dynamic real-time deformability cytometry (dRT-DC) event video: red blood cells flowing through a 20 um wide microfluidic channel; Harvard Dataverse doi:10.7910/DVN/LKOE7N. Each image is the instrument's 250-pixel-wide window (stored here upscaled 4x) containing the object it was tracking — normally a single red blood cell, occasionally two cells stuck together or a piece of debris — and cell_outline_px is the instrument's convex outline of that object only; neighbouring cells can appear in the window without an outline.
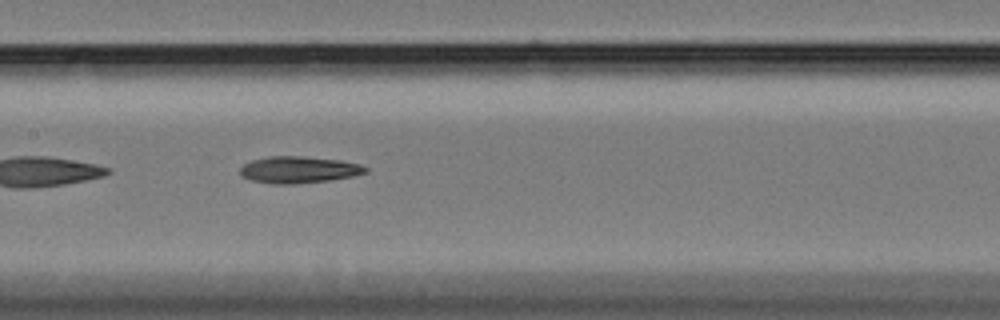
{"species": "Egyptian fruit bat (a non-hibernating species)", "species_latin": "Rousettus aegyptiacus", "temperature_condition": "cold", "stored_images_in_passage": 15, "camera_frame_rate_fps": 3000, "um_per_image_px": 0.085, "animal": {"sex": "female"}, "frame": {"image": 1, "passage_image": 11, "time_ms": 3.333, "image_size_px": [1000, 320], "cell_outline_px": [[368, 172], [352, 176], [328, 180], [292, 184], [272, 184], [252, 180], [240, 176], [240, 168], [244, 164], [252, 160], [268, 156], [300, 156], [340, 160], [356, 164], [368, 168]], "centroid_in_image_um": [25.34, 14.43], "position_along_channel_um": 182.1, "area_um2": 19.36}}